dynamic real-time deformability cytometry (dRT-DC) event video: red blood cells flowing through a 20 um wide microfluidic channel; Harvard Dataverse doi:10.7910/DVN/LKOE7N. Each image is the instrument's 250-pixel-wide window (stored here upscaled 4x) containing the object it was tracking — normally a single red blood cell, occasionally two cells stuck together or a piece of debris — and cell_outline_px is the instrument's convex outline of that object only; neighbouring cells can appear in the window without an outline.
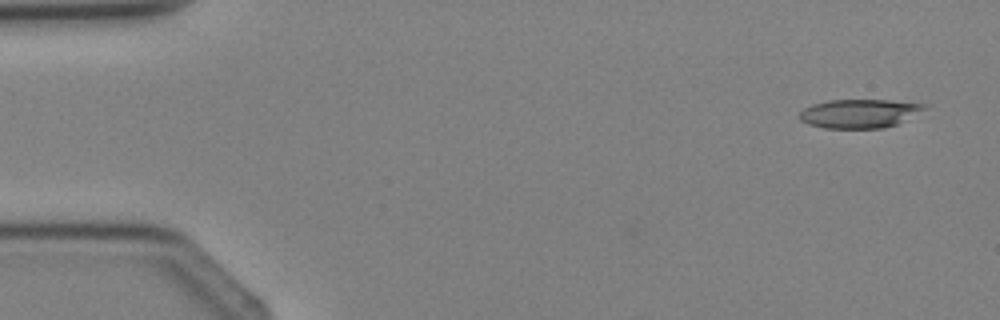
{"species": "Egyptian fruit bat (a non-hibernating species)", "species_latin": "Rousettus aegyptiacus", "temperature_condition": "cold", "stored_images_in_passage": 4, "camera_frame_rate_fps": 3000, "um_per_image_px": 0.085, "animal": {"sex": "female"}, "frame": {"image": 1, "passage_image": 1, "time_ms": 0.0, "image_size_px": [1000, 320], "cell_outline_px": [[928, 108], [896, 124], [884, 128], [824, 128], [808, 124], [800, 120], [800, 112], [804, 108], [812, 104], [828, 100], [888, 100], [928, 104]], "centroid_in_image_um": [73.05, 9.64], "position_along_channel_um": 12.0, "area_um2": 20.92}}